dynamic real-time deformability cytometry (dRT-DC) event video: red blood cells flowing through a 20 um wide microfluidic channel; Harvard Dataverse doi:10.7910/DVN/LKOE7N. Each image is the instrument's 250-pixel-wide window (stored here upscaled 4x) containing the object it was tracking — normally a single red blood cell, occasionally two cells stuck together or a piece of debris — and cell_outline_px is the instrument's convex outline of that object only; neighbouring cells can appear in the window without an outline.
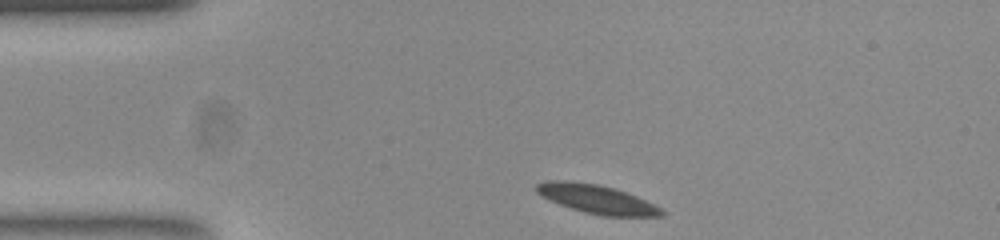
{"species": "common noctule bat (a hibernating species)", "species_latin": "Nyctalus noctula", "temperature_condition": "room temperature", "stored_images_in_passage": 38, "camera_frame_rate_fps": 3000, "um_per_image_px": 0.085, "animal": {"sex": "female", "body_mass_g": 23.0, "forearm_length_mm": 53.4}, "frame": {"image": 1, "passage_image": 1, "time_ms": 0.0, "image_size_px": [1000, 240], "cell_outline_px": [[664, 216], [604, 216], [584, 212], [548, 200], [540, 196], [536, 192], [536, 184], [560, 180], [596, 184], [612, 188], [636, 196], [660, 208], [664, 212]], "centroid_in_image_um": [50.7, 16.94], "position_along_channel_um": 34.3, "area_um2": 20.4}}
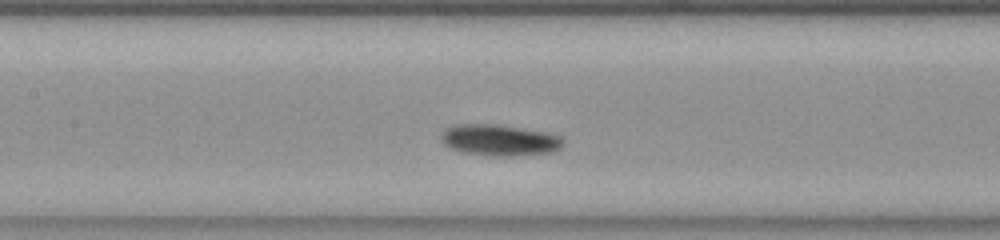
{"frame": {"image": 2, "passage_image": 15, "time_ms": 4.667, "image_size_px": [1000, 240], "cell_outline_px": [[564, 144], [552, 152], [512, 156], [492, 156], [460, 152], [444, 144], [440, 140], [440, 136], [448, 128], [456, 124], [500, 124], [544, 132], [560, 136], [564, 140]], "centroid_in_image_um": [42.44, 11.91], "position_along_channel_um": 165.0, "area_um2": 22.2}}
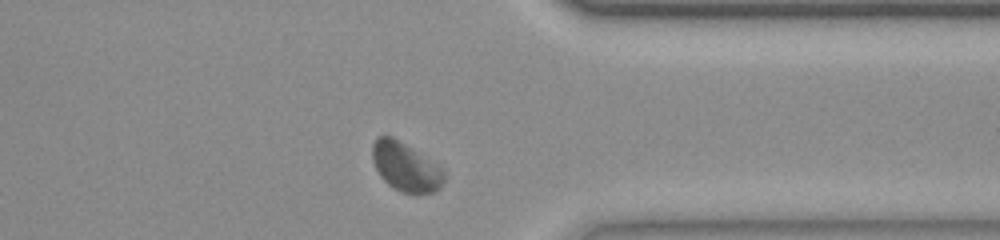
{"frame": {"image": 3, "passage_image": 33, "time_ms": 10.667, "image_size_px": [1000, 240], "cell_outline_px": [[444, 184], [436, 192], [416, 196], [400, 192], [388, 184], [380, 176], [372, 160], [372, 144], [376, 136], [392, 136], [440, 168], [444, 172]], "centroid_in_image_um": [34.46, 14.25], "position_along_channel_um": 376.9, "area_um2": 20.35}, "authors_computed_cell_mechanics": {"area_um2": 20.5479, "velocity_mm_per_s": 3.6589, "shape_relaxation_time_tau1_ms": 1.1962, "shape_relaxation_time_tau2_ms": null, "deformation_change_tau1": 0.0844, "deformation_change_tau2": null}}